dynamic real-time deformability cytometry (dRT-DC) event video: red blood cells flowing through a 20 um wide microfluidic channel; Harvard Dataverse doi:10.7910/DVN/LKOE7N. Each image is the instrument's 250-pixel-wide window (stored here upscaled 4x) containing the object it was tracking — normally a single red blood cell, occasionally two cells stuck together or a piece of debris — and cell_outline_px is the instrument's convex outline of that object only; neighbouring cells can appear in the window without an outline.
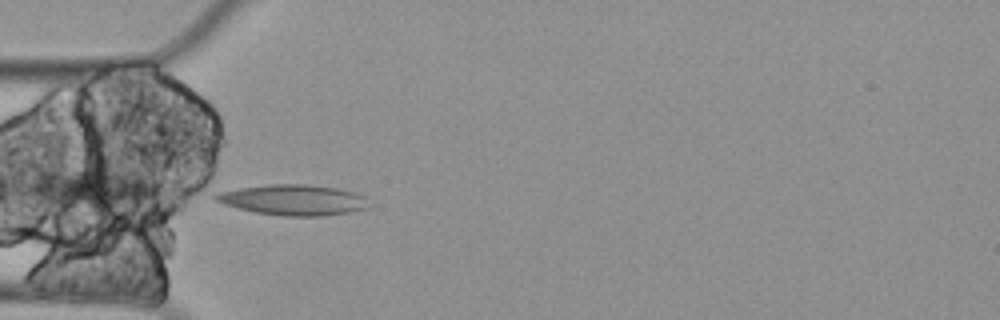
{"species": "Egyptian fruit bat (a non-hibernating species)", "species_latin": "Rousettus aegyptiacus", "temperature_condition": "cold", "stored_images_in_passage": 4, "camera_frame_rate_fps": 3000, "um_per_image_px": 0.085, "animal": {"sex": "female"}, "frame": {"image": 1, "passage_image": 3, "time_ms": 0.667, "image_size_px": [1000, 320], "cell_outline_px": [[368, 208], [348, 212], [324, 216], [284, 216], [256, 212], [224, 204], [216, 200], [212, 196], [220, 192], [240, 188], [268, 184], [304, 184], [336, 188], [356, 192], [364, 196]], "centroid_in_image_um": [24.94, 16.99], "position_along_channel_um": 60.1, "area_um2": 26.99}}